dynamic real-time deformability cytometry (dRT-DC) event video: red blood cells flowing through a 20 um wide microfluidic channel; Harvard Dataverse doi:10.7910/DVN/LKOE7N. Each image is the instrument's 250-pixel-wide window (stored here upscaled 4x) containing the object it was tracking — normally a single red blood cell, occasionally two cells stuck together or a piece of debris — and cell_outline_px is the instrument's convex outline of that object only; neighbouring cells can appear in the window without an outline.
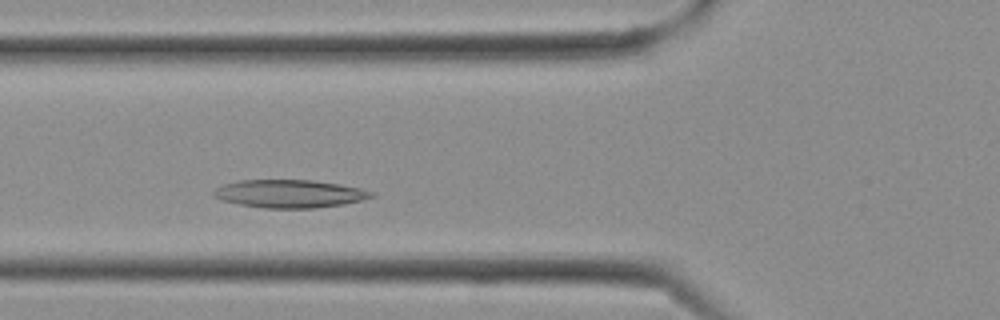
{"species": "Egyptian fruit bat (a non-hibernating species)", "species_latin": "Rousettus aegyptiacus", "temperature_condition": "cold", "stored_images_in_passage": 15, "camera_frame_rate_fps": 3000, "um_per_image_px": 0.085, "frame": {"image": 1, "passage_image": 6, "time_ms": 1.667, "image_size_px": [1000, 320], "cell_outline_px": [[376, 196], [344, 204], [316, 208], [264, 208], [240, 204], [224, 200], [212, 196], [212, 192], [216, 188], [224, 184], [240, 180], [312, 180], [340, 184], [360, 188], [376, 192]], "centroid_in_image_um": [24.65, 16.46], "position_along_channel_um": 101.2, "area_um2": 25.72}}
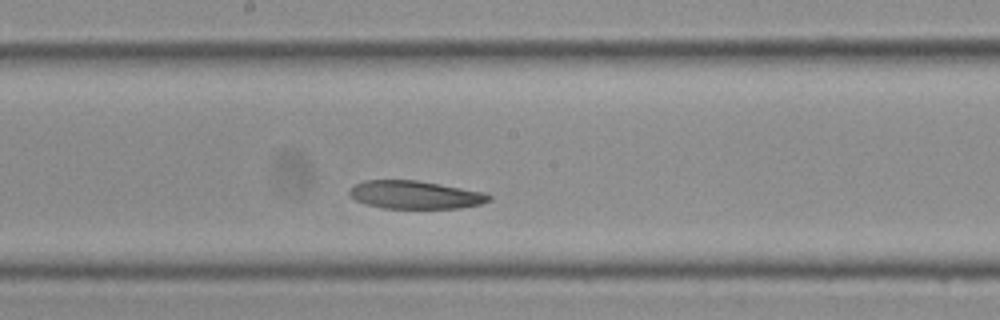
{"frame": {"image": 2, "passage_image": 11, "time_ms": 3.333, "image_size_px": [1000, 320], "cell_outline_px": [[492, 200], [480, 204], [460, 208], [384, 208], [368, 204], [356, 200], [348, 192], [352, 184], [364, 180], [416, 180], [440, 184], [484, 192], [492, 196]], "centroid_in_image_um": [35.29, 16.55], "position_along_channel_um": 212.9, "area_um2": 22.77}}
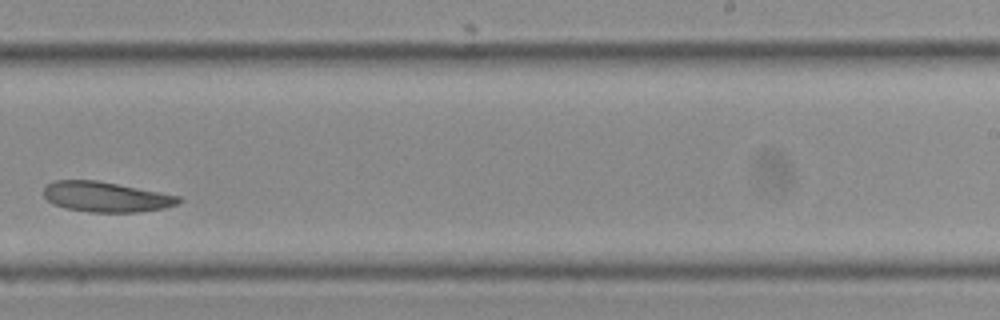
{"frame": {"image": 3, "passage_image": 14, "time_ms": 4.333, "image_size_px": [1000, 320], "cell_outline_px": [[184, 200], [180, 204], [164, 208], [140, 212], [88, 212], [64, 208], [48, 200], [44, 196], [44, 188], [48, 184], [56, 180], [96, 180], [180, 196]], "centroid_in_image_um": [9.05, 16.74], "position_along_channel_um": 280.0, "area_um2": 23.7}}